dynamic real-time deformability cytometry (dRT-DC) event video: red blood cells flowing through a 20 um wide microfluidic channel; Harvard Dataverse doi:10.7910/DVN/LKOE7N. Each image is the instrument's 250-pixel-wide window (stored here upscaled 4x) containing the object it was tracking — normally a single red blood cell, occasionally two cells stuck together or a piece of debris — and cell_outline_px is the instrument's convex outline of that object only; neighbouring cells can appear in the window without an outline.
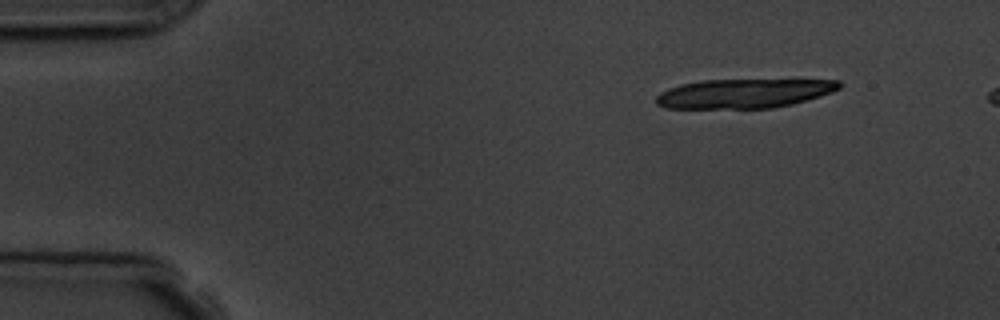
{"species": "common noctule bat (a hibernating species)", "species_latin": "Nyctalus noctula", "temperature_condition": "room temperature", "stored_images_in_passage": 5, "camera_frame_rate_fps": 3000, "um_per_image_px": 0.085, "animal": {"sex": "male", "body_mass_g": 19.5, "forearm_length_mm": 54.6}, "frame": {"image": 1, "passage_image": 1, "time_ms": 0.0, "image_size_px": [1000, 320], "cell_outline_px": [[840, 88], [832, 92], [820, 96], [792, 104], [772, 108], [664, 108], [656, 104], [656, 96], [660, 92], [668, 88], [680, 84], [704, 80], [840, 80]], "centroid_in_image_um": [63.2, 7.95], "position_along_channel_um": 21.8, "area_um2": 31.1}}